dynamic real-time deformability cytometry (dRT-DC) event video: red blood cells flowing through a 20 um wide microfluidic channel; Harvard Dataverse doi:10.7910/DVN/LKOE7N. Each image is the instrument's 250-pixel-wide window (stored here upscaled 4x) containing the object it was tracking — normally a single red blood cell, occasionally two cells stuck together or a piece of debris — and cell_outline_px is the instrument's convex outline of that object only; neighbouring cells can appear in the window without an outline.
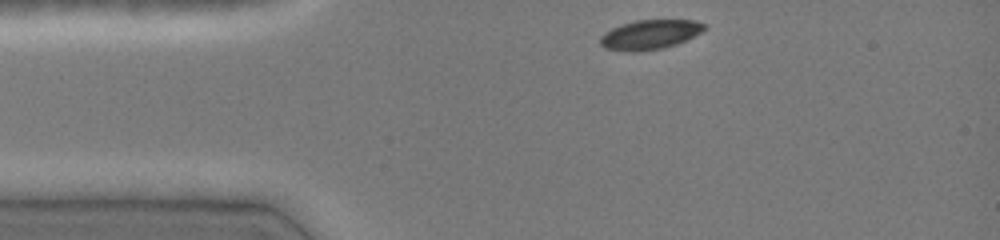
{"species": "common noctule bat (a hibernating species)", "species_latin": "Nyctalus noctula", "temperature_condition": "cold", "stored_images_in_passage": 33, "camera_frame_rate_fps": 3000, "um_per_image_px": 0.085, "animal": {"sex": "female", "body_mass_g": 19.0, "forearm_length_mm": 51.5}, "frame": {"image": 1, "passage_image": 1, "time_ms": 0.0, "image_size_px": [1000, 240], "cell_outline_px": [[708, 28], [676, 44], [664, 48], [636, 52], [628, 52], [604, 48], [600, 44], [600, 36], [604, 32], [612, 28], [636, 20], [696, 20], [708, 24]], "centroid_in_image_um": [55.24, 2.94], "position_along_channel_um": 29.8, "area_um2": 17.98}}
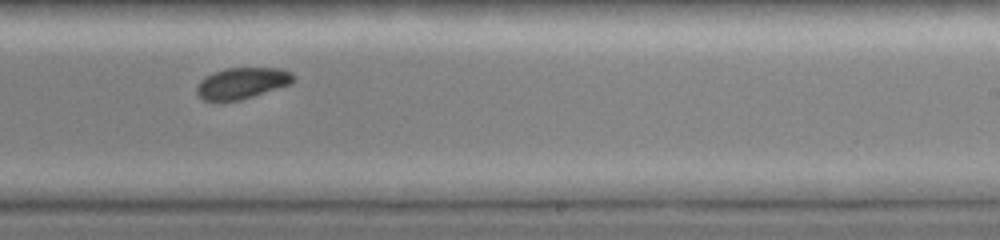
{"frame": {"image": 2, "passage_image": 21, "time_ms": 6.667, "image_size_px": [1000, 240], "cell_outline_px": [[296, 76], [292, 84], [240, 100], [204, 100], [196, 92], [196, 84], [204, 76], [212, 72], [224, 68], [280, 68], [292, 72]], "centroid_in_image_um": [20.58, 7.04], "position_along_channel_um": 268.4, "area_um2": 17.74}}
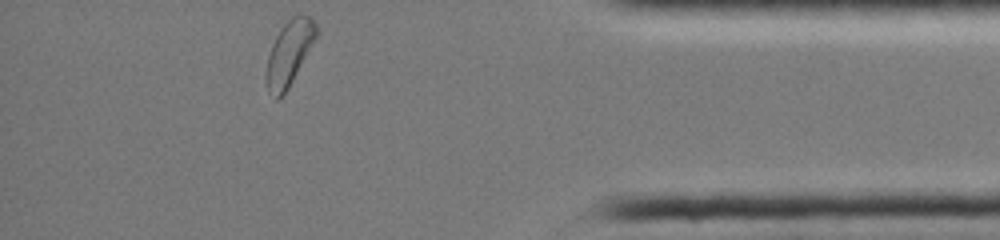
{"frame": {"image": 3, "passage_image": 33, "time_ms": 10.667, "image_size_px": [1000, 240], "cell_outline_px": [[320, 32], [288, 88], [276, 100], [268, 88], [264, 76], [264, 72], [268, 56], [272, 44], [280, 28], [292, 16], [308, 16], [316, 24]], "centroid_in_image_um": [24.58, 4.49], "position_along_channel_um": 410.6, "area_um2": 18.73}, "authors_computed_cell_mechanics": {"area_um2": 18.6116, "velocity_mm_per_s": 4.1408, "shape_relaxation_time_tau1_ms": 2.6025, "shape_relaxation_time_tau2_ms": null, "deformation_change_tau1": 0.074, "deformation_change_tau2": null}}